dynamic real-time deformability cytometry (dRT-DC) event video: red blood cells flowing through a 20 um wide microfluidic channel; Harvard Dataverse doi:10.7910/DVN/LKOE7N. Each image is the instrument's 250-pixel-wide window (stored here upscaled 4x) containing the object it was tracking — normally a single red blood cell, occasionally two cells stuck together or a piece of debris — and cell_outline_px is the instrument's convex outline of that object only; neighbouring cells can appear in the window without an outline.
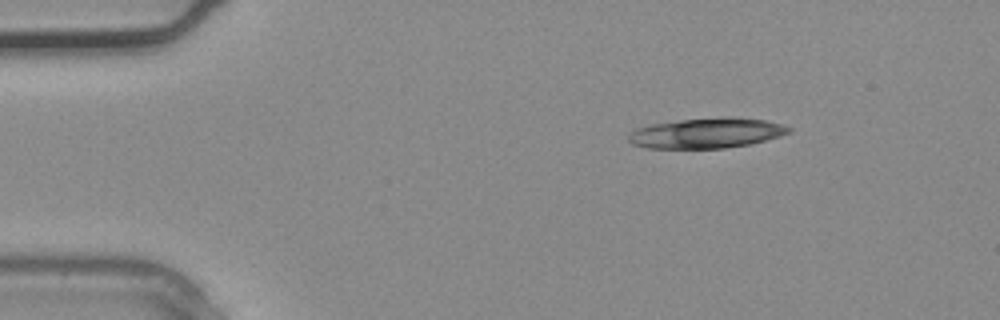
{"species": "common noctule bat (a hibernating species)", "species_latin": "Nyctalus noctula", "temperature_condition": "warm", "stored_images_in_passage": 2, "camera_frame_rate_fps": 3000, "um_per_image_px": 0.085, "animal": {"sex": "male", "body_mass_g": 20.4}, "frame": {"image": 1, "passage_image": 1, "time_ms": 0.0, "image_size_px": [1000, 320], "cell_outline_px": [[792, 132], [780, 136], [748, 144], [724, 148], [648, 148], [632, 144], [628, 140], [628, 132], [636, 128], [652, 124], [680, 120], [724, 116], [732, 116], [768, 120], [784, 124], [792, 128]], "centroid_in_image_um": [60.09, 11.29], "position_along_channel_um": 24.9, "area_um2": 28.5}}